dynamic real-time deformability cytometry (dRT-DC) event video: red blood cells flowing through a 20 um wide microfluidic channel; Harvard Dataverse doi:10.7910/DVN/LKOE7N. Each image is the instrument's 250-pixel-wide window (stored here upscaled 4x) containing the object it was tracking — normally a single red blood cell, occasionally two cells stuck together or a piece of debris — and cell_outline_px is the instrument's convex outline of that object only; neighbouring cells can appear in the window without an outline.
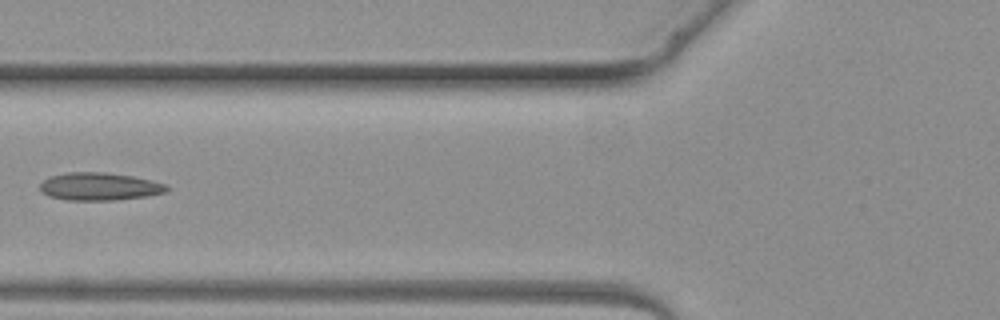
{"species": "common noctule bat (a hibernating species)", "species_latin": "Nyctalus noctula", "temperature_condition": "warm", "stored_images_in_passage": 5, "camera_frame_rate_fps": 3000, "um_per_image_px": 0.085, "animal": {"sex": "female", "body_mass_g": 19.3, "forearm_length_mm": 54.1}, "frame": {"image": 1, "passage_image": 5, "time_ms": 4.667, "image_size_px": [1000, 320], "cell_outline_px": [[168, 192], [148, 196], [116, 200], [68, 200], [48, 196], [40, 192], [40, 184], [44, 180], [52, 176], [68, 172], [104, 172], [132, 176], [152, 180], [168, 184]], "centroid_in_image_um": [8.48, 15.86], "position_along_channel_um": 117.3, "area_um2": 20.63}}